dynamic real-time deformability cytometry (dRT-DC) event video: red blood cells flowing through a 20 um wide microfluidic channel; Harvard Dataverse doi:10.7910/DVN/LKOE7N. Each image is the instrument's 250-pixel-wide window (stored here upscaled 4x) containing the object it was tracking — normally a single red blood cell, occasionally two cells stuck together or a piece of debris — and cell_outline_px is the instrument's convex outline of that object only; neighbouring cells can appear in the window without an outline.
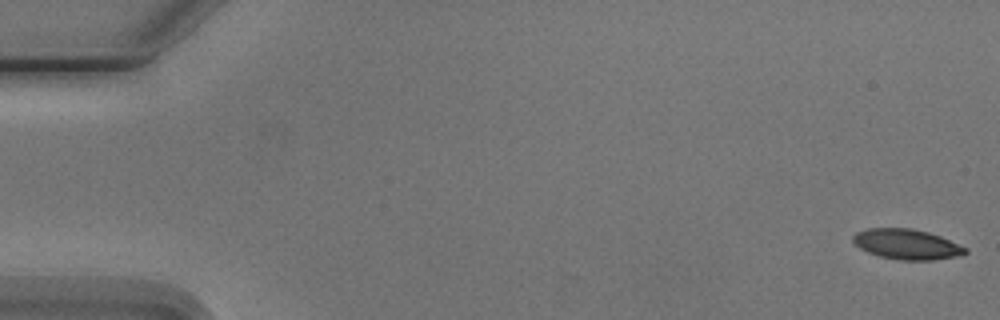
{"species": "Egyptian fruit bat (a non-hibernating species)", "species_latin": "Rousettus aegyptiacus", "temperature_condition": "cold", "stored_images_in_passage": 4, "camera_frame_rate_fps": 3000, "um_per_image_px": 0.085, "animal": {"sex": "male"}, "frame": {"image": 1, "passage_image": 1, "time_ms": 0.0, "image_size_px": [1000, 320], "cell_outline_px": [[968, 252], [960, 256], [932, 260], [900, 260], [880, 256], [868, 252], [860, 248], [852, 240], [852, 236], [856, 232], [868, 228], [912, 228], [928, 232], [940, 236], [968, 248]], "centroid_in_image_um": [77.09, 20.76], "position_along_channel_um": 7.9, "area_um2": 19.83}}